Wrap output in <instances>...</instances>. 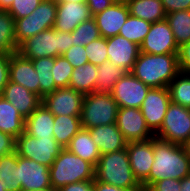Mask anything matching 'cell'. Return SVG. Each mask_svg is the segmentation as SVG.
<instances>
[{"instance_id": "36", "label": "cell", "mask_w": 190, "mask_h": 191, "mask_svg": "<svg viewBox=\"0 0 190 191\" xmlns=\"http://www.w3.org/2000/svg\"><path fill=\"white\" fill-rule=\"evenodd\" d=\"M71 33L73 44L80 46H85L93 40L101 37L100 31L93 17L80 23Z\"/></svg>"}, {"instance_id": "25", "label": "cell", "mask_w": 190, "mask_h": 191, "mask_svg": "<svg viewBox=\"0 0 190 191\" xmlns=\"http://www.w3.org/2000/svg\"><path fill=\"white\" fill-rule=\"evenodd\" d=\"M0 131L14 138L25 131V118L2 95L0 96Z\"/></svg>"}, {"instance_id": "39", "label": "cell", "mask_w": 190, "mask_h": 191, "mask_svg": "<svg viewBox=\"0 0 190 191\" xmlns=\"http://www.w3.org/2000/svg\"><path fill=\"white\" fill-rule=\"evenodd\" d=\"M43 0H13L11 7L7 10L16 19L29 16Z\"/></svg>"}, {"instance_id": "24", "label": "cell", "mask_w": 190, "mask_h": 191, "mask_svg": "<svg viewBox=\"0 0 190 191\" xmlns=\"http://www.w3.org/2000/svg\"><path fill=\"white\" fill-rule=\"evenodd\" d=\"M71 153L76 154L83 160L96 167L101 156L98 146L92 140L88 129L82 128L66 147Z\"/></svg>"}, {"instance_id": "35", "label": "cell", "mask_w": 190, "mask_h": 191, "mask_svg": "<svg viewBox=\"0 0 190 191\" xmlns=\"http://www.w3.org/2000/svg\"><path fill=\"white\" fill-rule=\"evenodd\" d=\"M151 24L152 23L149 21L129 14L127 20L120 29L119 35L140 46L149 32Z\"/></svg>"}, {"instance_id": "37", "label": "cell", "mask_w": 190, "mask_h": 191, "mask_svg": "<svg viewBox=\"0 0 190 191\" xmlns=\"http://www.w3.org/2000/svg\"><path fill=\"white\" fill-rule=\"evenodd\" d=\"M74 67L63 56L55 57V65L51 69L56 88L68 87Z\"/></svg>"}, {"instance_id": "3", "label": "cell", "mask_w": 190, "mask_h": 191, "mask_svg": "<svg viewBox=\"0 0 190 191\" xmlns=\"http://www.w3.org/2000/svg\"><path fill=\"white\" fill-rule=\"evenodd\" d=\"M95 179L124 189H142L133 175L126 148L101 155L95 167Z\"/></svg>"}, {"instance_id": "9", "label": "cell", "mask_w": 190, "mask_h": 191, "mask_svg": "<svg viewBox=\"0 0 190 191\" xmlns=\"http://www.w3.org/2000/svg\"><path fill=\"white\" fill-rule=\"evenodd\" d=\"M155 137L166 142L183 145L190 138V108L171 102L162 126Z\"/></svg>"}, {"instance_id": "46", "label": "cell", "mask_w": 190, "mask_h": 191, "mask_svg": "<svg viewBox=\"0 0 190 191\" xmlns=\"http://www.w3.org/2000/svg\"><path fill=\"white\" fill-rule=\"evenodd\" d=\"M113 3L114 2L112 0H87L86 2L92 16H94L99 12L104 11Z\"/></svg>"}, {"instance_id": "50", "label": "cell", "mask_w": 190, "mask_h": 191, "mask_svg": "<svg viewBox=\"0 0 190 191\" xmlns=\"http://www.w3.org/2000/svg\"><path fill=\"white\" fill-rule=\"evenodd\" d=\"M13 0H0V10L7 11L12 4Z\"/></svg>"}, {"instance_id": "45", "label": "cell", "mask_w": 190, "mask_h": 191, "mask_svg": "<svg viewBox=\"0 0 190 191\" xmlns=\"http://www.w3.org/2000/svg\"><path fill=\"white\" fill-rule=\"evenodd\" d=\"M165 13H172L180 10H190V0H161Z\"/></svg>"}, {"instance_id": "23", "label": "cell", "mask_w": 190, "mask_h": 191, "mask_svg": "<svg viewBox=\"0 0 190 191\" xmlns=\"http://www.w3.org/2000/svg\"><path fill=\"white\" fill-rule=\"evenodd\" d=\"M54 114L42 103L25 119V132L37 139L54 138Z\"/></svg>"}, {"instance_id": "26", "label": "cell", "mask_w": 190, "mask_h": 191, "mask_svg": "<svg viewBox=\"0 0 190 191\" xmlns=\"http://www.w3.org/2000/svg\"><path fill=\"white\" fill-rule=\"evenodd\" d=\"M129 14L151 23L166 19L161 0H128Z\"/></svg>"}, {"instance_id": "2", "label": "cell", "mask_w": 190, "mask_h": 191, "mask_svg": "<svg viewBox=\"0 0 190 191\" xmlns=\"http://www.w3.org/2000/svg\"><path fill=\"white\" fill-rule=\"evenodd\" d=\"M180 72L177 54L140 52L131 73L151 88H165Z\"/></svg>"}, {"instance_id": "7", "label": "cell", "mask_w": 190, "mask_h": 191, "mask_svg": "<svg viewBox=\"0 0 190 191\" xmlns=\"http://www.w3.org/2000/svg\"><path fill=\"white\" fill-rule=\"evenodd\" d=\"M57 3L54 0H43L29 15L15 20L16 47L34 35L54 27Z\"/></svg>"}, {"instance_id": "22", "label": "cell", "mask_w": 190, "mask_h": 191, "mask_svg": "<svg viewBox=\"0 0 190 191\" xmlns=\"http://www.w3.org/2000/svg\"><path fill=\"white\" fill-rule=\"evenodd\" d=\"M88 130L101 155L125 149L127 146L116 123L100 125L88 128Z\"/></svg>"}, {"instance_id": "13", "label": "cell", "mask_w": 190, "mask_h": 191, "mask_svg": "<svg viewBox=\"0 0 190 191\" xmlns=\"http://www.w3.org/2000/svg\"><path fill=\"white\" fill-rule=\"evenodd\" d=\"M84 96L70 87L57 88L42 98V104L54 116H80Z\"/></svg>"}, {"instance_id": "48", "label": "cell", "mask_w": 190, "mask_h": 191, "mask_svg": "<svg viewBox=\"0 0 190 191\" xmlns=\"http://www.w3.org/2000/svg\"><path fill=\"white\" fill-rule=\"evenodd\" d=\"M93 190L94 191H143V189H124L116 187L114 185H109L99 182L96 179L93 180Z\"/></svg>"}, {"instance_id": "21", "label": "cell", "mask_w": 190, "mask_h": 191, "mask_svg": "<svg viewBox=\"0 0 190 191\" xmlns=\"http://www.w3.org/2000/svg\"><path fill=\"white\" fill-rule=\"evenodd\" d=\"M2 96L26 119L42 103V99L20 84L11 82L5 86Z\"/></svg>"}, {"instance_id": "11", "label": "cell", "mask_w": 190, "mask_h": 191, "mask_svg": "<svg viewBox=\"0 0 190 191\" xmlns=\"http://www.w3.org/2000/svg\"><path fill=\"white\" fill-rule=\"evenodd\" d=\"M151 89L136 78L131 72H127L119 79L111 92L119 108H141L143 100Z\"/></svg>"}, {"instance_id": "5", "label": "cell", "mask_w": 190, "mask_h": 191, "mask_svg": "<svg viewBox=\"0 0 190 191\" xmlns=\"http://www.w3.org/2000/svg\"><path fill=\"white\" fill-rule=\"evenodd\" d=\"M72 33L50 28L22 42L17 52L27 59L57 57L73 46Z\"/></svg>"}, {"instance_id": "32", "label": "cell", "mask_w": 190, "mask_h": 191, "mask_svg": "<svg viewBox=\"0 0 190 191\" xmlns=\"http://www.w3.org/2000/svg\"><path fill=\"white\" fill-rule=\"evenodd\" d=\"M166 20L178 46L190 41V10H180L166 14Z\"/></svg>"}, {"instance_id": "29", "label": "cell", "mask_w": 190, "mask_h": 191, "mask_svg": "<svg viewBox=\"0 0 190 191\" xmlns=\"http://www.w3.org/2000/svg\"><path fill=\"white\" fill-rule=\"evenodd\" d=\"M0 184L6 191H22L16 151L0 157Z\"/></svg>"}, {"instance_id": "41", "label": "cell", "mask_w": 190, "mask_h": 191, "mask_svg": "<svg viewBox=\"0 0 190 191\" xmlns=\"http://www.w3.org/2000/svg\"><path fill=\"white\" fill-rule=\"evenodd\" d=\"M177 57L180 72L190 74V41L178 47Z\"/></svg>"}, {"instance_id": "31", "label": "cell", "mask_w": 190, "mask_h": 191, "mask_svg": "<svg viewBox=\"0 0 190 191\" xmlns=\"http://www.w3.org/2000/svg\"><path fill=\"white\" fill-rule=\"evenodd\" d=\"M35 71L38 74V80L40 84V98L45 95L54 92L57 88L53 79L51 69L55 65L54 57H42L37 59H31Z\"/></svg>"}, {"instance_id": "40", "label": "cell", "mask_w": 190, "mask_h": 191, "mask_svg": "<svg viewBox=\"0 0 190 191\" xmlns=\"http://www.w3.org/2000/svg\"><path fill=\"white\" fill-rule=\"evenodd\" d=\"M62 55L74 68L88 63L85 46L73 45Z\"/></svg>"}, {"instance_id": "10", "label": "cell", "mask_w": 190, "mask_h": 191, "mask_svg": "<svg viewBox=\"0 0 190 191\" xmlns=\"http://www.w3.org/2000/svg\"><path fill=\"white\" fill-rule=\"evenodd\" d=\"M178 45L166 19L151 24L140 45V52L148 54H177Z\"/></svg>"}, {"instance_id": "43", "label": "cell", "mask_w": 190, "mask_h": 191, "mask_svg": "<svg viewBox=\"0 0 190 191\" xmlns=\"http://www.w3.org/2000/svg\"><path fill=\"white\" fill-rule=\"evenodd\" d=\"M11 54H0V96L7 83L9 82V64L11 59Z\"/></svg>"}, {"instance_id": "14", "label": "cell", "mask_w": 190, "mask_h": 191, "mask_svg": "<svg viewBox=\"0 0 190 191\" xmlns=\"http://www.w3.org/2000/svg\"><path fill=\"white\" fill-rule=\"evenodd\" d=\"M116 124L127 143L155 137L147 127L145 118L139 108H118Z\"/></svg>"}, {"instance_id": "15", "label": "cell", "mask_w": 190, "mask_h": 191, "mask_svg": "<svg viewBox=\"0 0 190 191\" xmlns=\"http://www.w3.org/2000/svg\"><path fill=\"white\" fill-rule=\"evenodd\" d=\"M18 175L22 191L52 189L49 167L34 160L18 156Z\"/></svg>"}, {"instance_id": "18", "label": "cell", "mask_w": 190, "mask_h": 191, "mask_svg": "<svg viewBox=\"0 0 190 191\" xmlns=\"http://www.w3.org/2000/svg\"><path fill=\"white\" fill-rule=\"evenodd\" d=\"M9 80L22 85L40 97V84L34 65L30 59L21 56L18 52L11 54Z\"/></svg>"}, {"instance_id": "20", "label": "cell", "mask_w": 190, "mask_h": 191, "mask_svg": "<svg viewBox=\"0 0 190 191\" xmlns=\"http://www.w3.org/2000/svg\"><path fill=\"white\" fill-rule=\"evenodd\" d=\"M129 16L126 3H113L107 9L93 16L100 34L104 38L119 35L122 25Z\"/></svg>"}, {"instance_id": "51", "label": "cell", "mask_w": 190, "mask_h": 191, "mask_svg": "<svg viewBox=\"0 0 190 191\" xmlns=\"http://www.w3.org/2000/svg\"><path fill=\"white\" fill-rule=\"evenodd\" d=\"M56 3H63V2H78V3H86L87 0H54Z\"/></svg>"}, {"instance_id": "38", "label": "cell", "mask_w": 190, "mask_h": 191, "mask_svg": "<svg viewBox=\"0 0 190 191\" xmlns=\"http://www.w3.org/2000/svg\"><path fill=\"white\" fill-rule=\"evenodd\" d=\"M85 50L88 63L98 66L108 60L107 39L102 36L85 45Z\"/></svg>"}, {"instance_id": "27", "label": "cell", "mask_w": 190, "mask_h": 191, "mask_svg": "<svg viewBox=\"0 0 190 191\" xmlns=\"http://www.w3.org/2000/svg\"><path fill=\"white\" fill-rule=\"evenodd\" d=\"M97 66L86 63L73 69L68 87L84 95L96 92Z\"/></svg>"}, {"instance_id": "28", "label": "cell", "mask_w": 190, "mask_h": 191, "mask_svg": "<svg viewBox=\"0 0 190 191\" xmlns=\"http://www.w3.org/2000/svg\"><path fill=\"white\" fill-rule=\"evenodd\" d=\"M82 129L80 116L60 115L54 118L53 137L61 147L66 148L71 139Z\"/></svg>"}, {"instance_id": "52", "label": "cell", "mask_w": 190, "mask_h": 191, "mask_svg": "<svg viewBox=\"0 0 190 191\" xmlns=\"http://www.w3.org/2000/svg\"><path fill=\"white\" fill-rule=\"evenodd\" d=\"M183 146L186 150L187 156L190 158V138L183 144Z\"/></svg>"}, {"instance_id": "12", "label": "cell", "mask_w": 190, "mask_h": 191, "mask_svg": "<svg viewBox=\"0 0 190 191\" xmlns=\"http://www.w3.org/2000/svg\"><path fill=\"white\" fill-rule=\"evenodd\" d=\"M171 103L168 87L151 88L140 108L150 131L155 135L162 126L167 108Z\"/></svg>"}, {"instance_id": "8", "label": "cell", "mask_w": 190, "mask_h": 191, "mask_svg": "<svg viewBox=\"0 0 190 191\" xmlns=\"http://www.w3.org/2000/svg\"><path fill=\"white\" fill-rule=\"evenodd\" d=\"M63 149L54 138L37 139L25 131L16 138L15 151L18 156L34 160L50 167Z\"/></svg>"}, {"instance_id": "42", "label": "cell", "mask_w": 190, "mask_h": 191, "mask_svg": "<svg viewBox=\"0 0 190 191\" xmlns=\"http://www.w3.org/2000/svg\"><path fill=\"white\" fill-rule=\"evenodd\" d=\"M145 191H180V180L165 178L152 183Z\"/></svg>"}, {"instance_id": "53", "label": "cell", "mask_w": 190, "mask_h": 191, "mask_svg": "<svg viewBox=\"0 0 190 191\" xmlns=\"http://www.w3.org/2000/svg\"><path fill=\"white\" fill-rule=\"evenodd\" d=\"M114 3H126L128 0H112Z\"/></svg>"}, {"instance_id": "44", "label": "cell", "mask_w": 190, "mask_h": 191, "mask_svg": "<svg viewBox=\"0 0 190 191\" xmlns=\"http://www.w3.org/2000/svg\"><path fill=\"white\" fill-rule=\"evenodd\" d=\"M16 138L0 131V157L15 152Z\"/></svg>"}, {"instance_id": "33", "label": "cell", "mask_w": 190, "mask_h": 191, "mask_svg": "<svg viewBox=\"0 0 190 191\" xmlns=\"http://www.w3.org/2000/svg\"><path fill=\"white\" fill-rule=\"evenodd\" d=\"M15 20L8 11L0 10V54L17 52Z\"/></svg>"}, {"instance_id": "17", "label": "cell", "mask_w": 190, "mask_h": 191, "mask_svg": "<svg viewBox=\"0 0 190 191\" xmlns=\"http://www.w3.org/2000/svg\"><path fill=\"white\" fill-rule=\"evenodd\" d=\"M106 39L108 60L115 66L131 72L140 53V46L121 35Z\"/></svg>"}, {"instance_id": "49", "label": "cell", "mask_w": 190, "mask_h": 191, "mask_svg": "<svg viewBox=\"0 0 190 191\" xmlns=\"http://www.w3.org/2000/svg\"><path fill=\"white\" fill-rule=\"evenodd\" d=\"M180 191H190V174L180 180Z\"/></svg>"}, {"instance_id": "16", "label": "cell", "mask_w": 190, "mask_h": 191, "mask_svg": "<svg viewBox=\"0 0 190 191\" xmlns=\"http://www.w3.org/2000/svg\"><path fill=\"white\" fill-rule=\"evenodd\" d=\"M126 149L133 175L141 184L149 176L154 162L153 138L127 143Z\"/></svg>"}, {"instance_id": "30", "label": "cell", "mask_w": 190, "mask_h": 191, "mask_svg": "<svg viewBox=\"0 0 190 191\" xmlns=\"http://www.w3.org/2000/svg\"><path fill=\"white\" fill-rule=\"evenodd\" d=\"M127 71L115 66L109 60L97 66L96 92L111 93L115 83L121 79Z\"/></svg>"}, {"instance_id": "34", "label": "cell", "mask_w": 190, "mask_h": 191, "mask_svg": "<svg viewBox=\"0 0 190 191\" xmlns=\"http://www.w3.org/2000/svg\"><path fill=\"white\" fill-rule=\"evenodd\" d=\"M171 102L190 108V74L179 72L168 85Z\"/></svg>"}, {"instance_id": "1", "label": "cell", "mask_w": 190, "mask_h": 191, "mask_svg": "<svg viewBox=\"0 0 190 191\" xmlns=\"http://www.w3.org/2000/svg\"><path fill=\"white\" fill-rule=\"evenodd\" d=\"M154 162L149 176L141 183L145 191L152 183L165 178L181 180L190 174V158L183 145L153 137Z\"/></svg>"}, {"instance_id": "55", "label": "cell", "mask_w": 190, "mask_h": 191, "mask_svg": "<svg viewBox=\"0 0 190 191\" xmlns=\"http://www.w3.org/2000/svg\"><path fill=\"white\" fill-rule=\"evenodd\" d=\"M0 191H6L1 184H0Z\"/></svg>"}, {"instance_id": "54", "label": "cell", "mask_w": 190, "mask_h": 191, "mask_svg": "<svg viewBox=\"0 0 190 191\" xmlns=\"http://www.w3.org/2000/svg\"><path fill=\"white\" fill-rule=\"evenodd\" d=\"M35 191H59V189H50V190H35Z\"/></svg>"}, {"instance_id": "47", "label": "cell", "mask_w": 190, "mask_h": 191, "mask_svg": "<svg viewBox=\"0 0 190 191\" xmlns=\"http://www.w3.org/2000/svg\"><path fill=\"white\" fill-rule=\"evenodd\" d=\"M59 191H94L93 180L67 184L60 188Z\"/></svg>"}, {"instance_id": "4", "label": "cell", "mask_w": 190, "mask_h": 191, "mask_svg": "<svg viewBox=\"0 0 190 191\" xmlns=\"http://www.w3.org/2000/svg\"><path fill=\"white\" fill-rule=\"evenodd\" d=\"M49 170L52 189H60L67 184L95 179V167L71 153L67 148L60 151Z\"/></svg>"}, {"instance_id": "19", "label": "cell", "mask_w": 190, "mask_h": 191, "mask_svg": "<svg viewBox=\"0 0 190 191\" xmlns=\"http://www.w3.org/2000/svg\"><path fill=\"white\" fill-rule=\"evenodd\" d=\"M92 17L86 3H57L56 20L53 28L62 32H72L80 23Z\"/></svg>"}, {"instance_id": "6", "label": "cell", "mask_w": 190, "mask_h": 191, "mask_svg": "<svg viewBox=\"0 0 190 191\" xmlns=\"http://www.w3.org/2000/svg\"><path fill=\"white\" fill-rule=\"evenodd\" d=\"M118 108L111 93L86 94L80 114L82 128L116 123Z\"/></svg>"}]
</instances>
